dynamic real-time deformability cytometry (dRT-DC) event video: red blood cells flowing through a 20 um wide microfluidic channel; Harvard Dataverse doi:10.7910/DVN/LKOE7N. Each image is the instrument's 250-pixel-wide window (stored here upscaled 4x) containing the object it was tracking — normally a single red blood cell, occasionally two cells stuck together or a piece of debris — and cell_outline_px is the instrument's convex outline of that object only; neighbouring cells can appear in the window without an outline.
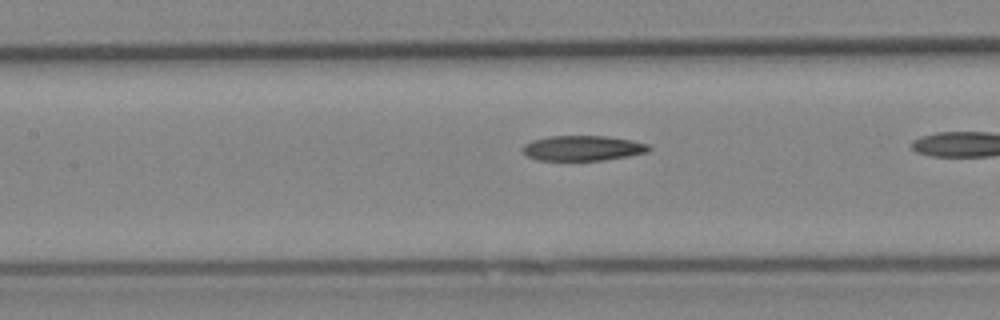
{"species": "Egyptian fruit bat (a non-hibernating species)", "species_latin": "Rousettus aegyptiacus", "temperature_condition": "cold", "stored_images_in_passage": 14, "camera_frame_rate_fps": 3000, "um_per_image_px": 0.085, "animal": {"sex": "female"}, "frame": {"image": 1, "passage_image": 12, "time_ms": 3.667, "image_size_px": [1000, 320], "cell_outline_px": [[652, 148], [648, 152], [628, 156], [604, 160], [536, 160], [520, 152], [520, 148], [524, 144], [532, 140], [548, 136], [604, 136], [632, 140], [648, 144]], "centroid_in_image_um": [49.49, 12.59], "position_along_channel_um": 157.9, "area_um2": 18.67}}